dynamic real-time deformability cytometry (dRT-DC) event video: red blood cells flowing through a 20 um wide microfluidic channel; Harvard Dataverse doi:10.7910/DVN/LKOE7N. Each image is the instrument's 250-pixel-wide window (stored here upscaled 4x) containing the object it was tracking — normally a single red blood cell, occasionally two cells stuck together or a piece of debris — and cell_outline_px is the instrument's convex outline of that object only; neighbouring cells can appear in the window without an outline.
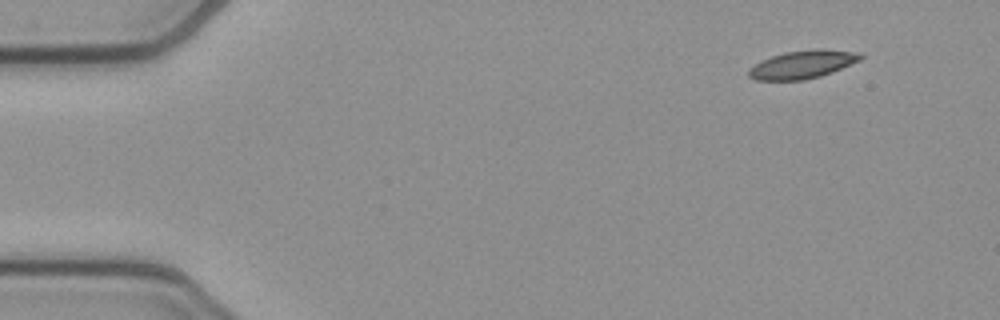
{"species": "common noctule bat (a hibernating species)", "species_latin": "Nyctalus noctula", "temperature_condition": "cold", "stored_images_in_passage": 49, "camera_frame_rate_fps": 3000, "um_per_image_px": 0.085, "animal": {"sex": "female", "body_mass_g": 21.9}, "frame": {"image": 1, "passage_image": 1, "time_ms": 0.0, "image_size_px": [1000, 320], "cell_outline_px": [[864, 56], [860, 60], [832, 72], [820, 76], [804, 80], [756, 80], [748, 76], [748, 68], [772, 56], [784, 52], [816, 48], [860, 52]], "centroid_in_image_um": [68.23, 5.47], "position_along_channel_um": 16.8, "area_um2": 18.26}}
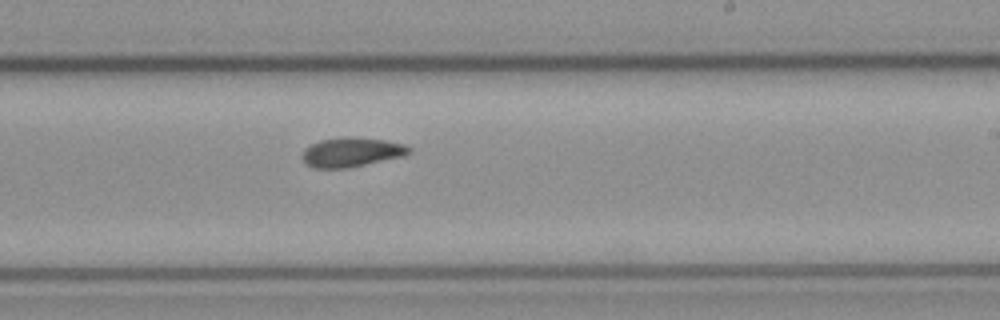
{"frame": {"image": 2, "passage_image": 28, "time_ms": 9.0, "image_size_px": [1000, 320], "cell_outline_px": [[412, 152], [404, 156], [348, 168], [312, 168], [304, 164], [300, 156], [304, 148], [320, 140], [344, 136], [352, 136], [384, 140], [404, 144], [412, 148]], "centroid_in_image_um": [29.85, 12.93], "position_along_channel_um": 259.2, "area_um2": 18.67}}
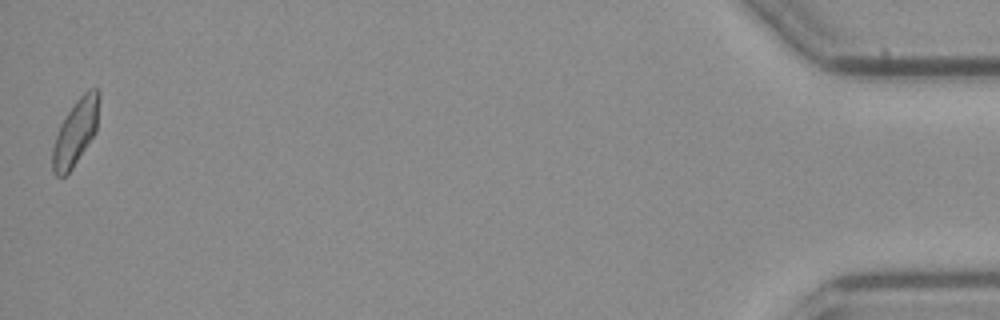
{"frame": {"image": 3, "passage_image": 49, "time_ms": 16.0, "image_size_px": [1000, 320], "cell_outline_px": [[100, 96], [96, 132], [72, 168], [64, 176], [56, 176], [52, 172], [52, 148], [60, 124], [76, 100], [88, 88], [96, 88], [100, 92]], "centroid_in_image_um": [6.43, 11.22], "position_along_channel_um": 428.8, "area_um2": 17.8}, "authors_computed_cell_mechanics": {"area_um2": 18.0336, "velocity_mm_per_s": 3.8285, "shape_relaxation_time_tau1_ms": 9.0495, "shape_relaxation_time_tau2_ms": 6.5572, "deformation_change_tau1": 0.1727, "deformation_change_tau2": 0.1247}}